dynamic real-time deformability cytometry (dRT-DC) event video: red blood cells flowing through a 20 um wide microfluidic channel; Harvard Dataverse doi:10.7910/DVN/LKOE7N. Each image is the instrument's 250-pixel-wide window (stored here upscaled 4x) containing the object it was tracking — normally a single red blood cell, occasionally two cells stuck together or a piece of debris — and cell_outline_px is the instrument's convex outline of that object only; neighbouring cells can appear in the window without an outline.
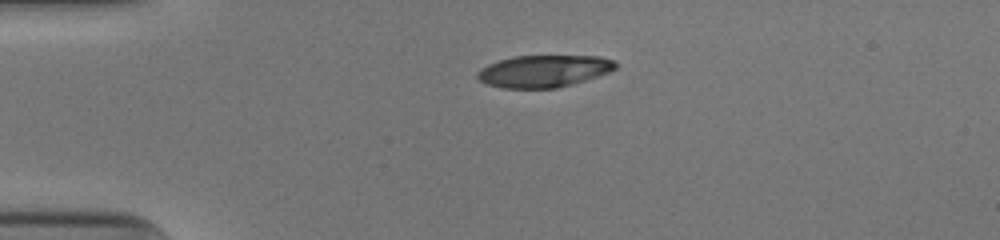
{"species": "human", "species_latin": "Homo sapiens", "temperature_condition": "cold", "stored_images_in_passage": 38, "camera_frame_rate_fps": 3000, "um_per_image_px": 0.085, "donor": {"sex": "male"}, "frame": {"image": 1, "passage_image": 1, "time_ms": 0.0, "image_size_px": [1000, 240], "cell_outline_px": [[616, 68], [608, 72], [572, 84], [556, 88], [504, 88], [488, 84], [480, 80], [476, 76], [476, 72], [480, 68], [496, 60], [512, 56], [600, 56], [616, 60]], "centroid_in_image_um": [46.19, 6.03], "position_along_channel_um": 38.8, "area_um2": 25.84}}
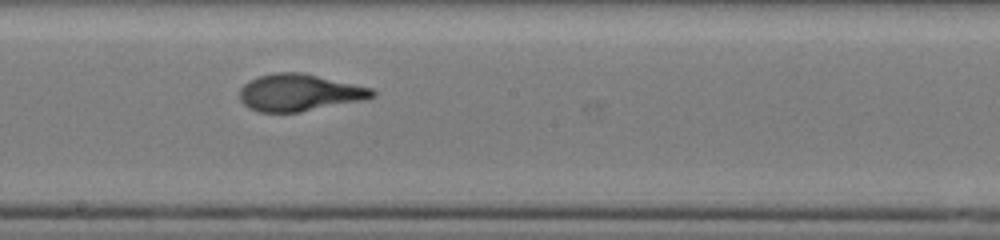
{"frame": {"image": 2, "passage_image": 18, "time_ms": 5.667, "image_size_px": [1000, 240], "cell_outline_px": [[376, 96], [364, 100], [300, 112], [260, 112], [248, 108], [240, 100], [240, 88], [248, 80], [272, 72], [300, 72], [372, 88], [376, 92]], "centroid_in_image_um": [25.43, 7.87], "position_along_channel_um": 222.8, "area_um2": 28.61}}
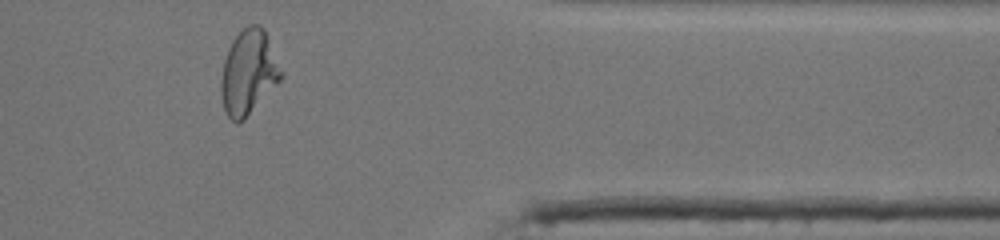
{"frame": {"image": 3, "passage_image": 32, "time_ms": 10.333, "image_size_px": [1000, 240], "cell_outline_px": [[284, 72], [280, 80], [244, 120], [236, 124], [228, 116], [224, 108], [220, 88], [220, 80], [224, 60], [228, 48], [232, 40], [248, 24], [260, 24], [264, 28]], "centroid_in_image_um": [21.13, 6.13], "position_along_channel_um": 390.3, "area_um2": 29.65}, "authors_computed_cell_mechanics": {"area_um2": 28.4376, "velocity_mm_per_s": 3.9469, "shape_relaxation_time_tau1_ms": 6.7312, "shape_relaxation_time_tau2_ms": 0.865, "deformation_change_tau1": 0.2869, "deformation_change_tau2": 0.0766}}